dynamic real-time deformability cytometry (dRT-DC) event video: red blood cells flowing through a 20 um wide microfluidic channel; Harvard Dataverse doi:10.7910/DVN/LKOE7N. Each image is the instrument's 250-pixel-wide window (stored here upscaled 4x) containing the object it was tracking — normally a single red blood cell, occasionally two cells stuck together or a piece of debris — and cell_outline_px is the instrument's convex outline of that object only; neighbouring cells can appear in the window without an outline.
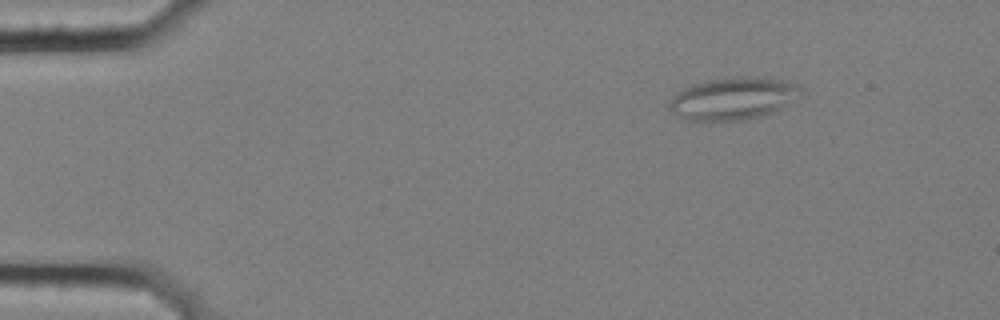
{"species": "common noctule bat (a hibernating species)", "species_latin": "Nyctalus noctula", "temperature_condition": "cold", "stored_images_in_passage": 4, "camera_frame_rate_fps": 3000, "um_per_image_px": 0.085, "animal": {"sex": "female", "body_mass_g": 25.1}, "frame": {"image": 1, "passage_image": 1, "time_ms": 0.0, "image_size_px": [1000, 320], "cell_outline_px": [[800, 88], [780, 108], [760, 116], [744, 120], [688, 120], [668, 108], [668, 100], [676, 92], [692, 84], [708, 80], [740, 76], [748, 76], [780, 80], [796, 84]], "centroid_in_image_um": [62.18, 8.36], "position_along_channel_um": 22.8, "area_um2": 31.39}}
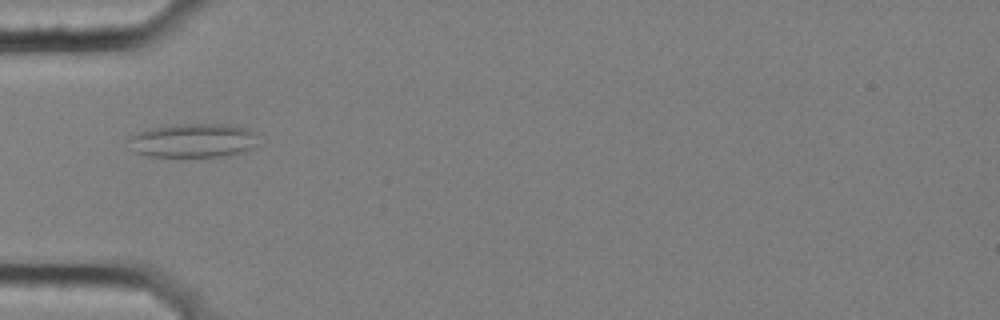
{"frame": {"image": 2, "passage_image": 4, "time_ms": 1.0, "image_size_px": [1000, 320], "cell_outline_px": [[260, 132], [256, 144], [252, 148], [228, 156], [148, 156], [132, 152], [124, 140], [128, 136], [136, 132], [148, 128], [176, 124], [224, 124], [244, 128]], "centroid_in_image_um": [16.35, 11.93], "position_along_channel_um": 68.7, "area_um2": 26.24}}